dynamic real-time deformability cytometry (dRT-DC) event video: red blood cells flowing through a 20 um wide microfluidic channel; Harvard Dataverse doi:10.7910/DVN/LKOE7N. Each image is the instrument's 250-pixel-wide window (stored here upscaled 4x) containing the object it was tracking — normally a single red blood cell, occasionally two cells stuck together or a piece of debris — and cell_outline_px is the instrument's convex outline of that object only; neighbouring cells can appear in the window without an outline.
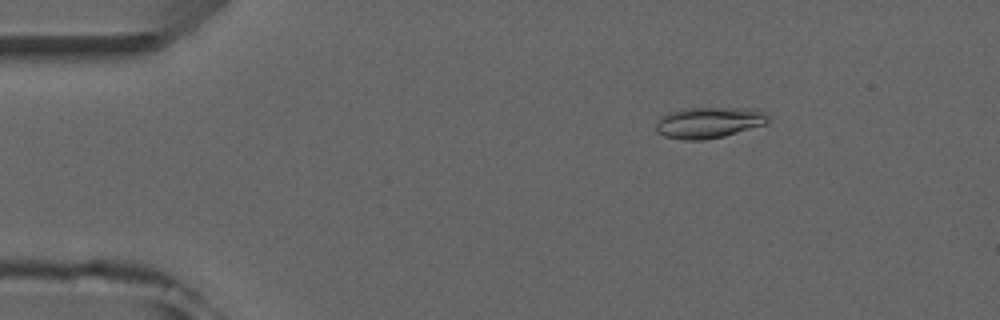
{"species": "common noctule bat (a hibernating species)", "species_latin": "Nyctalus noctula", "temperature_condition": "room temperature", "stored_images_in_passage": 5, "camera_frame_rate_fps": 3000, "um_per_image_px": 0.085, "animal": {"sex": "male", "forearm_length_mm": 52.5}, "frame": {"image": 1, "passage_image": 3, "time_ms": 2.333, "image_size_px": [1000, 320], "cell_outline_px": [[768, 124], [724, 136], [704, 140], [684, 140], [664, 136], [656, 132], [656, 124], [660, 116], [668, 112], [680, 108], [756, 108], [764, 112], [768, 116]], "centroid_in_image_um": [60.25, 10.41], "position_along_channel_um": 24.8, "area_um2": 20.63}}